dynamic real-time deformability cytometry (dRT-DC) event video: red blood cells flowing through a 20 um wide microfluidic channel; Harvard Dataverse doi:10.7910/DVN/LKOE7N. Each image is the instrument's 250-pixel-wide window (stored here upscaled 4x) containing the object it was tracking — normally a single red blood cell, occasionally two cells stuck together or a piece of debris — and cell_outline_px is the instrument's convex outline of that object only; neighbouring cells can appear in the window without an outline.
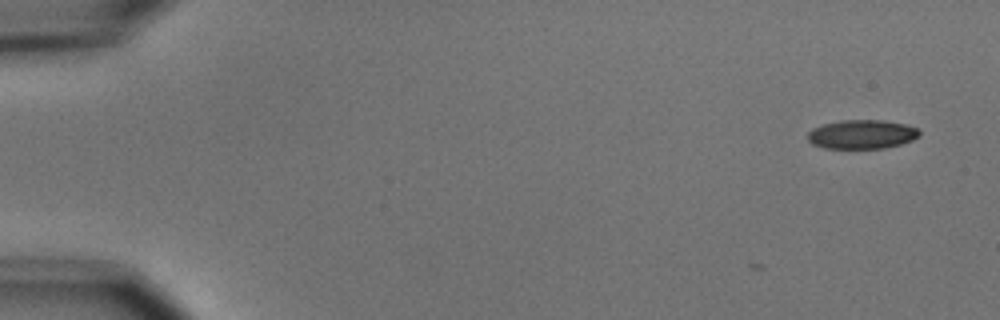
{"species": "common noctule bat (a hibernating species)", "species_latin": "Nyctalus noctula", "temperature_condition": "cold", "stored_images_in_passage": 2, "camera_frame_rate_fps": 3000, "um_per_image_px": 0.085, "animal": {"sex": "male", "body_mass_g": 15.6}, "frame": {"image": 1, "passage_image": 2, "time_ms": 1.0, "image_size_px": [1000, 320], "cell_outline_px": [[920, 136], [912, 140], [900, 144], [884, 148], [824, 148], [812, 144], [808, 140], [808, 132], [812, 128], [824, 124], [840, 120], [884, 120], [904, 124], [916, 128], [920, 132]], "centroid_in_image_um": [73.24, 11.41], "position_along_channel_um": 11.8, "area_um2": 18.84}}